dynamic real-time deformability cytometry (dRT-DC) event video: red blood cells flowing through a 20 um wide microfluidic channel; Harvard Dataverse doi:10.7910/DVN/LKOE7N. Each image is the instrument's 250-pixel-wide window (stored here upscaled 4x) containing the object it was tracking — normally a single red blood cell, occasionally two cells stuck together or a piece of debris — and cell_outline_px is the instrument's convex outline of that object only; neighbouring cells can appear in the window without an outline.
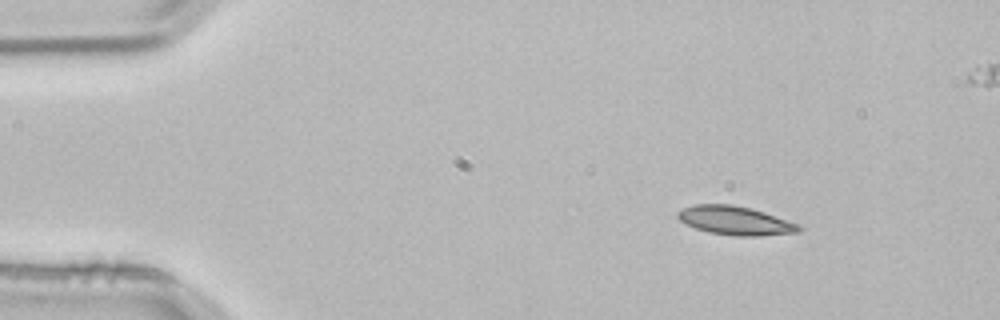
{"species": "common noctule bat (a hibernating species)", "species_latin": "Nyctalus noctula", "temperature_condition": "room temperature", "stored_images_in_passage": 3, "camera_frame_rate_fps": 3000, "um_per_image_px": 0.085, "animal": {"sex": "male", "body_mass_g": 21.5, "forearm_length_mm": 52.0}, "frame": {"image": 1, "passage_image": 1, "time_ms": 0.0, "image_size_px": [1000, 320], "cell_outline_px": [[804, 228], [800, 232], [760, 236], [736, 236], [708, 232], [696, 228], [680, 220], [676, 216], [676, 212], [684, 208], [696, 204], [732, 204], [752, 208], [764, 212], [796, 224]], "centroid_in_image_um": [62.49, 18.75], "position_along_channel_um": 22.5, "area_um2": 20.17}}
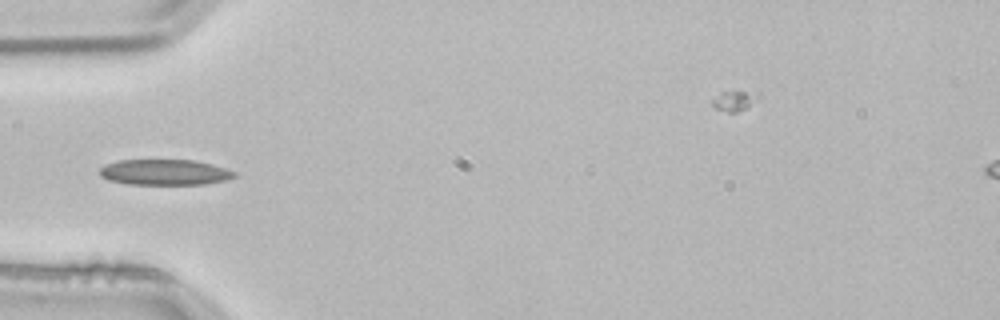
{"frame": {"image": 2, "passage_image": 3, "time_ms": 0.667, "image_size_px": [1000, 320], "cell_outline_px": [[236, 176], [228, 180], [204, 184], [128, 184], [108, 180], [100, 176], [100, 168], [108, 164], [120, 160], [192, 160], [212, 164], [236, 172]], "centroid_in_image_um": [14.02, 14.64], "position_along_channel_um": 71.0, "area_um2": 20.06}}